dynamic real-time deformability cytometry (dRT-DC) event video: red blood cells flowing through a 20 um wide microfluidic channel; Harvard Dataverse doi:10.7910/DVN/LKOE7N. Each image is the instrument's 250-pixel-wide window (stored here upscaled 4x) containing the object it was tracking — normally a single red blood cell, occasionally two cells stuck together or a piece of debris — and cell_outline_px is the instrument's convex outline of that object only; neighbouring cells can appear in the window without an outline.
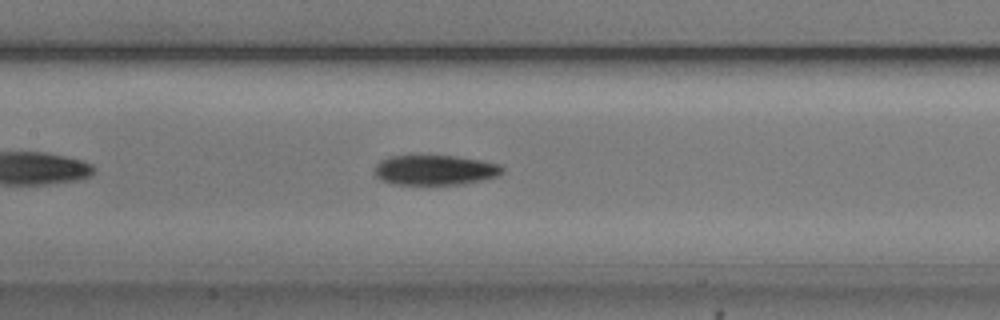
{"species": "common noctule bat (a hibernating species)", "species_latin": "Nyctalus noctula", "temperature_condition": "cold", "stored_images_in_passage": 42, "camera_frame_rate_fps": 3000, "um_per_image_px": 0.085, "animal": {"sex": "male", "body_mass_g": 20.5, "forearm_length_mm": 52.5}, "frame": {"image": 1, "passage_image": 13, "time_ms": 4.0, "image_size_px": [1000, 320], "cell_outline_px": [[504, 172], [496, 176], [480, 180], [460, 184], [392, 184], [380, 180], [376, 176], [372, 168], [380, 160], [388, 156], [408, 152], [456, 156], [484, 160], [500, 164], [504, 168]], "centroid_in_image_um": [36.88, 14.39], "position_along_channel_um": 170.5, "area_um2": 23.47}}
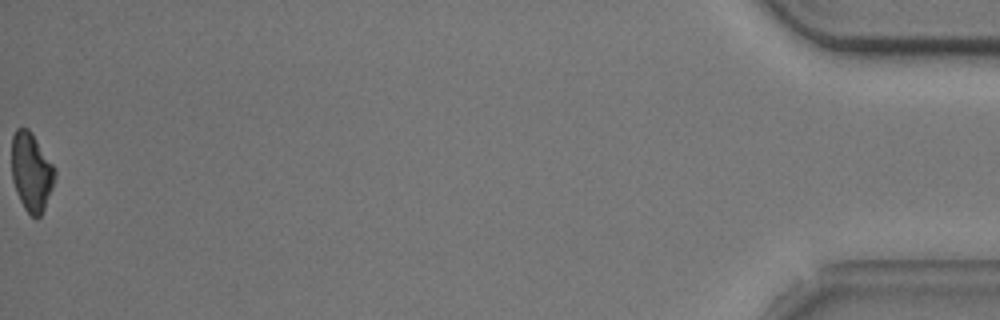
{"frame": {"image": 2, "passage_image": 42, "time_ms": 13.667, "image_size_px": [1000, 320], "cell_outline_px": [[56, 176], [52, 188], [44, 208], [40, 216], [36, 220], [24, 208], [16, 192], [12, 180], [12, 136], [16, 128], [28, 128], [32, 132], [56, 168]], "centroid_in_image_um": [2.67, 14.6], "position_along_channel_um": 432.5, "area_um2": 19.94}, "authors_computed_cell_mechanics": {"area_um2": 21.9351, "velocity_mm_per_s": 3.7527, "shape_relaxation_time_tau1_ms": 6.294, "shape_relaxation_time_tau2_ms": null, "deformation_change_tau1": 0.1844, "deformation_change_tau2": null}}